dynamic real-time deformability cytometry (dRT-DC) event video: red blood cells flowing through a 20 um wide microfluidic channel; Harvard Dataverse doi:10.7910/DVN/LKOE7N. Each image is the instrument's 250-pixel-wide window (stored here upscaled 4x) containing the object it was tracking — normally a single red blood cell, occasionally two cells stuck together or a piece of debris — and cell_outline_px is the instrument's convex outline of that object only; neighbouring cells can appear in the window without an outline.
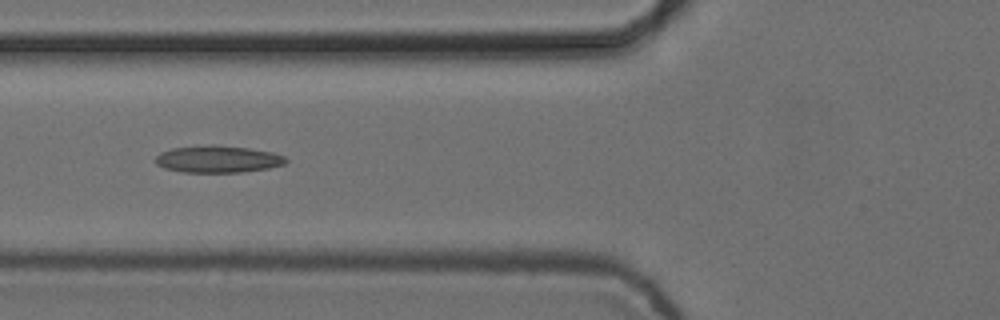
{"species": "common noctule bat (a hibernating species)", "species_latin": "Nyctalus noctula", "temperature_condition": "cold", "stored_images_in_passage": 8, "camera_frame_rate_fps": 3000, "um_per_image_px": 0.085, "animal": {"sex": "female", "body_mass_g": 24.6, "forearm_length_mm": 56.2}, "frame": {"image": 1, "passage_image": 6, "time_ms": 1.667, "image_size_px": [1000, 320], "cell_outline_px": [[288, 160], [284, 164], [268, 168], [240, 172], [184, 172], [164, 168], [156, 164], [156, 156], [160, 152], [172, 148], [208, 144], [212, 144], [248, 148], [272, 152], [284, 156]], "centroid_in_image_um": [18.5, 13.52], "position_along_channel_um": 107.3, "area_um2": 20.52}}
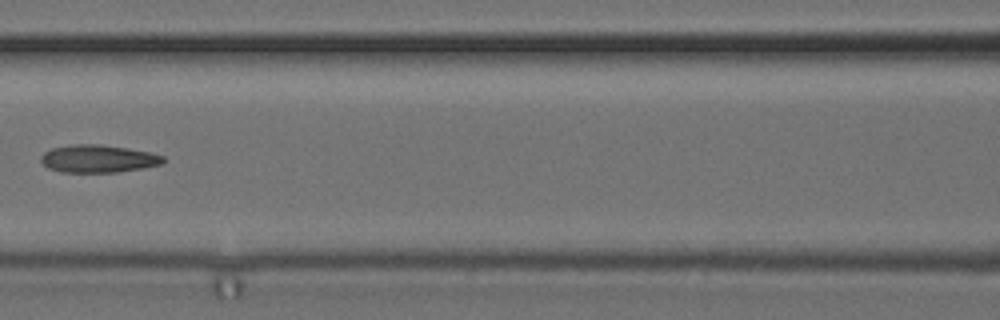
{"frame": {"image": 2, "passage_image": 7, "time_ms": 2.0, "image_size_px": [1000, 320], "cell_outline_px": [[164, 164], [144, 168], [116, 172], [60, 172], [48, 168], [40, 160], [40, 156], [44, 152], [52, 148], [72, 144], [100, 144], [128, 148], [152, 152], [164, 156]], "centroid_in_image_um": [8.37, 13.49], "position_along_channel_um": 158.2, "area_um2": 19.94}}
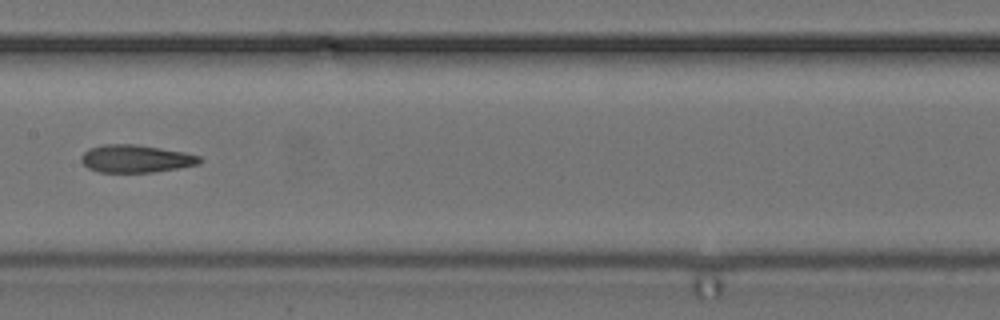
{"frame": {"image": 3, "passage_image": 8, "time_ms": 2.333, "image_size_px": [1000, 320], "cell_outline_px": [[204, 160], [200, 164], [152, 172], [100, 172], [88, 168], [80, 160], [80, 156], [88, 148], [104, 144], [136, 144], [184, 152], [200, 156]], "centroid_in_image_um": [11.54, 13.48], "position_along_channel_um": 195.9, "area_um2": 19.13}}